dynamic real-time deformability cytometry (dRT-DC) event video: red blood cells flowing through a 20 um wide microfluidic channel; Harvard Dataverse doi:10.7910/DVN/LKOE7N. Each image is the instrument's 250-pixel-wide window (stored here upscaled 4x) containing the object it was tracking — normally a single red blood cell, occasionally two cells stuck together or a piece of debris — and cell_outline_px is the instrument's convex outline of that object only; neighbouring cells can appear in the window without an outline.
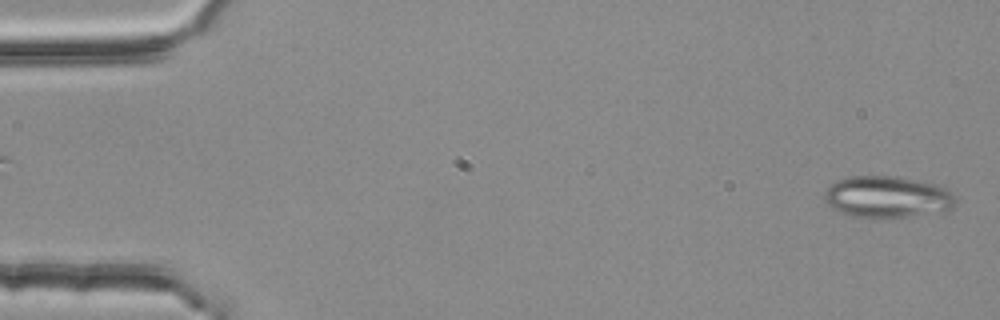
{"species": "common noctule bat (a hibernating species)", "species_latin": "Nyctalus noctula", "temperature_condition": "room temperature", "stored_images_in_passage": 3, "segment_of_instrument_passage": [2, 2], "camera_frame_rate_fps": 3000, "um_per_image_px": 0.085, "animal": {"sex": "female", "body_mass_g": 25.1}, "frame": {"image": 1, "passage_image": 3, "time_ms": 0.667, "image_size_px": [1000, 320], "cell_outline_px": [[956, 200], [948, 208], [892, 220], [888, 220], [852, 216], [840, 212], [832, 208], [824, 200], [824, 192], [828, 184], [836, 180], [852, 176], [896, 176], [936, 184], [948, 188], [952, 192]], "centroid_in_image_um": [75.34, 16.74], "position_along_channel_um": 9.7, "area_um2": 32.14}}